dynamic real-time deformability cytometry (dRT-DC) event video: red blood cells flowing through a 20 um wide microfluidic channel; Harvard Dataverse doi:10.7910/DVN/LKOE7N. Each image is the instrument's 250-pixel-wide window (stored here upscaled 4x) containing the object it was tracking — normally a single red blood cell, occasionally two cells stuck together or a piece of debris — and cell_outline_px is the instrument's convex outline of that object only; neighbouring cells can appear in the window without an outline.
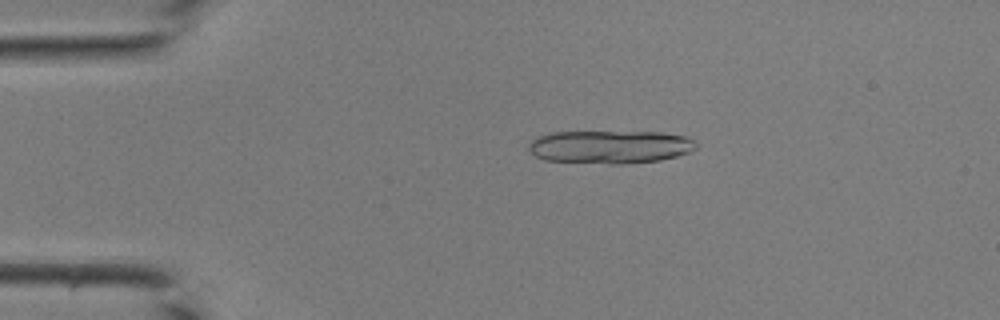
{"species": "common noctule bat (a hibernating species)", "species_latin": "Nyctalus noctula", "temperature_condition": "room temperature", "stored_images_in_passage": 43, "segment_of_instrument_passage": [1, 2], "camera_frame_rate_fps": 3000, "um_per_image_px": 0.085, "animal": {"sex": "male", "body_mass_g": 19.0, "forearm_length_mm": 50.8}, "frame": {"image": 1, "passage_image": 9, "time_ms": 2.667, "image_size_px": [1000, 320], "cell_outline_px": [[696, 148], [688, 152], [676, 156], [660, 160], [628, 164], [612, 164], [544, 160], [536, 156], [528, 148], [528, 144], [536, 136], [552, 132], [660, 132], [688, 136], [696, 144]], "centroid_in_image_um": [51.84, 12.48], "position_along_channel_um": 33.2, "area_um2": 32.43}}